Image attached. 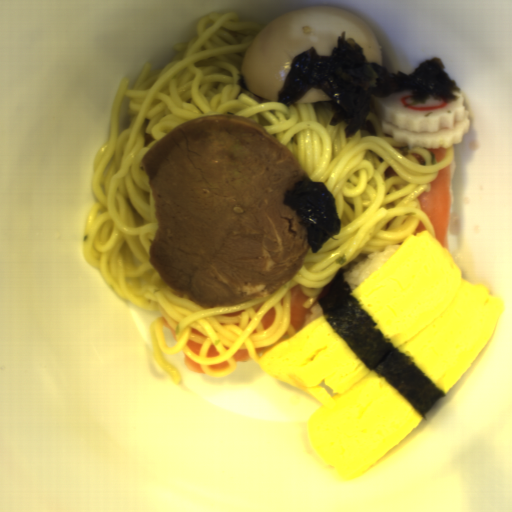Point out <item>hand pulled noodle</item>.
<instances>
[{"mask_svg":"<svg viewBox=\"0 0 512 512\" xmlns=\"http://www.w3.org/2000/svg\"><path fill=\"white\" fill-rule=\"evenodd\" d=\"M264 27L242 22L234 11L202 17L197 35L175 44L176 54L167 64L155 69L152 62L143 63L132 88H127L129 76H122L106 139L93 162L90 184L96 201L86 222L84 259L122 299L158 313L149 326L151 346L177 385L181 376L168 355L185 354L212 379L229 376L240 363L234 361L239 350L247 349V362H258L255 348L278 342L287 330L291 337L297 333L290 289L299 286L309 311L340 270L401 246L420 222L435 237L419 196L431 189L439 170L455 163L454 145L438 161L428 148L409 150L382 133L372 101L368 117L377 137L360 130L346 138L348 124L330 125L334 111L328 101L285 106L242 90L237 81L243 60ZM232 113L276 136L308 178L326 184L342 230L315 255L309 248L302 268L281 289L250 302L204 309L179 296L149 260L157 222L141 161L153 143L188 118ZM272 306L275 321L264 330L260 322ZM189 338L203 343L199 356L186 347ZM211 344L217 358L206 356ZM224 360L231 364L224 372L209 371V365Z\"/></svg>","mask_w":512,"mask_h":512,"instance_id":"hand-pulled-noodle-1","label":"hand pulled noodle"}]
</instances>
